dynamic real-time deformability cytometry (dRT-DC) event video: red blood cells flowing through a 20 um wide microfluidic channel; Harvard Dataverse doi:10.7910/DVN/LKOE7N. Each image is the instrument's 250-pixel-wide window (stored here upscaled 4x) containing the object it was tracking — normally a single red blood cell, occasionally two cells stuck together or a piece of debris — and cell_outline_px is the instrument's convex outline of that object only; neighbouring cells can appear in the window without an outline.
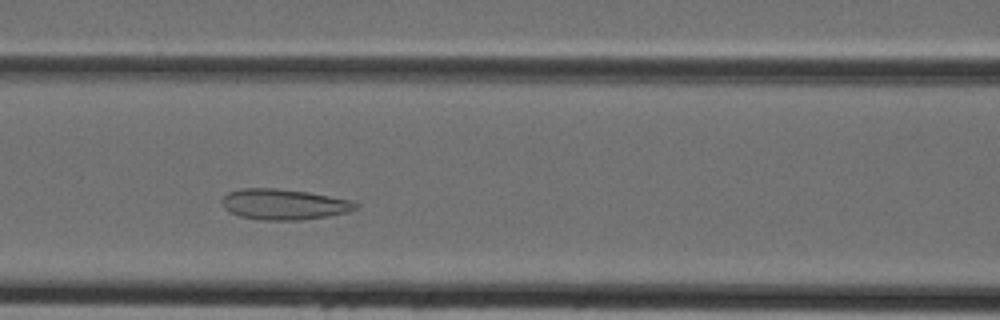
{"species": "Egyptian fruit bat (a non-hibernating species)", "species_latin": "Rousettus aegyptiacus", "temperature_condition": "cold", "stored_images_in_passage": 38, "camera_frame_rate_fps": 3000, "um_per_image_px": 0.085, "animal": {"sex": "female"}, "frame": {"image": 1, "passage_image": 12, "time_ms": 3.667, "image_size_px": [1000, 320], "cell_outline_px": [[360, 204], [356, 208], [348, 212], [328, 216], [300, 220], [260, 220], [240, 216], [224, 208], [220, 200], [228, 192], [240, 188], [276, 188], [308, 192], [352, 200]], "centroid_in_image_um": [24.13, 17.36], "position_along_channel_um": 142.5, "area_um2": 23.99}}
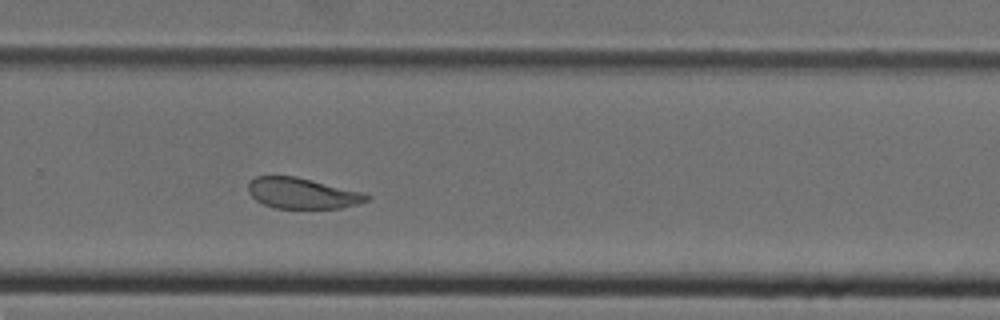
{"frame": {"image": 2, "passage_image": 23, "time_ms": 7.333, "image_size_px": [1000, 320], "cell_outline_px": [[372, 196], [368, 200], [356, 204], [340, 208], [276, 208], [264, 204], [256, 200], [248, 192], [248, 180], [256, 176], [296, 176], [364, 192]], "centroid_in_image_um": [25.69, 16.41], "position_along_channel_um": 304.1, "area_um2": 21.33}}
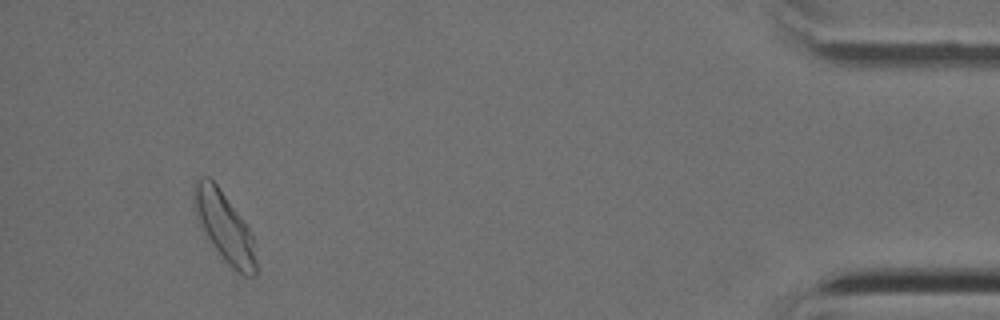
{"frame": {"image": 3, "passage_image": 35, "time_ms": 11.333, "image_size_px": [1000, 320], "cell_outline_px": [[256, 272], [252, 276], [244, 276], [232, 268], [224, 260], [200, 228], [196, 216], [192, 200], [192, 188], [196, 180], [200, 176], [208, 176], [216, 184], [240, 216], [248, 228], [252, 236], [256, 260]], "centroid_in_image_um": [19.02, 19.25], "position_along_channel_um": 416.2, "area_um2": 25.03}}